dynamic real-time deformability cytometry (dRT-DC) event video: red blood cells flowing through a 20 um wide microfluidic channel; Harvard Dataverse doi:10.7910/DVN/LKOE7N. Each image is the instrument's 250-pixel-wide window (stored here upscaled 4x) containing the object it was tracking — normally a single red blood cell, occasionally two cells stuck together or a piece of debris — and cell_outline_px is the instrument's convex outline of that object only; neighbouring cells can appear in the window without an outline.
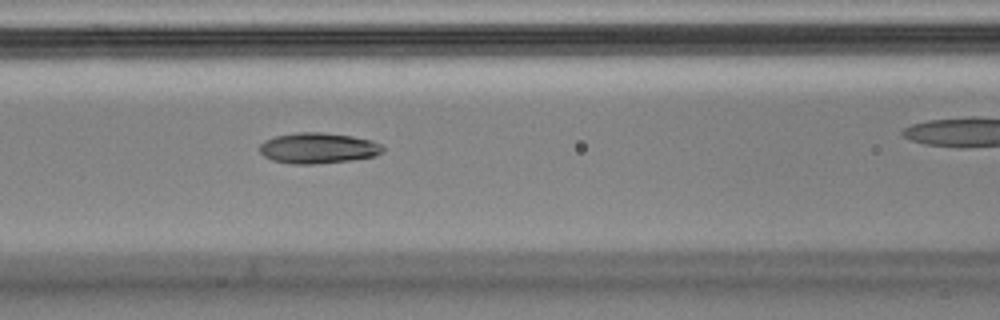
{"species": "Egyptian fruit bat (a non-hibernating species)", "species_latin": "Rousettus aegyptiacus", "temperature_condition": "cold", "stored_images_in_passage": 8, "segment_of_instrument_passage": [1, 2], "camera_frame_rate_fps": 3000, "um_per_image_px": 0.085, "animal": {"sex": "male"}, "frame": {"image": 1, "passage_image": 7, "time_ms": 2.0, "image_size_px": [1000, 320], "cell_outline_px": [[384, 152], [376, 156], [352, 160], [312, 164], [292, 164], [272, 160], [264, 156], [260, 152], [260, 144], [264, 140], [276, 136], [300, 132], [320, 132], [352, 136], [372, 140], [380, 144], [384, 148]], "centroid_in_image_um": [27.05, 12.59], "position_along_channel_um": 139.5, "area_um2": 22.08}}